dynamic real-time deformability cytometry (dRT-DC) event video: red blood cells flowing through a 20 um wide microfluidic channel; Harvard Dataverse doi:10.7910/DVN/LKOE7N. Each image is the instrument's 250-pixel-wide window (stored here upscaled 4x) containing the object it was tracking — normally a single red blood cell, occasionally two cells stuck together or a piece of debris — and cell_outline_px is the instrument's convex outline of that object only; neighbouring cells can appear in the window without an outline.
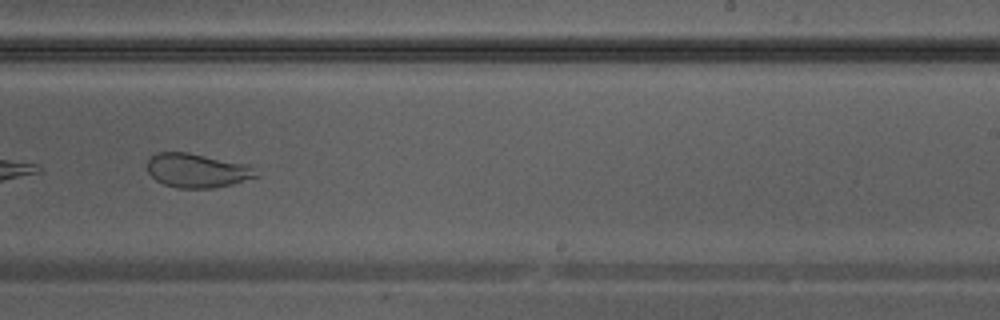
{"species": "Egyptian fruit bat (a non-hibernating species)", "species_latin": "Rousettus aegyptiacus", "temperature_condition": "warm", "stored_images_in_passage": 33, "camera_frame_rate_fps": 3000, "um_per_image_px": 0.085, "animal": {"sex": "male"}, "frame": {"image": 1, "passage_image": 19, "time_ms": 6.0, "image_size_px": [1000, 320], "cell_outline_px": [[260, 176], [232, 184], [212, 188], [176, 188], [164, 184], [156, 180], [148, 172], [148, 160], [156, 152], [188, 152], [248, 164]], "centroid_in_image_um": [16.75, 14.49], "position_along_channel_um": 272.2, "area_um2": 21.62}}